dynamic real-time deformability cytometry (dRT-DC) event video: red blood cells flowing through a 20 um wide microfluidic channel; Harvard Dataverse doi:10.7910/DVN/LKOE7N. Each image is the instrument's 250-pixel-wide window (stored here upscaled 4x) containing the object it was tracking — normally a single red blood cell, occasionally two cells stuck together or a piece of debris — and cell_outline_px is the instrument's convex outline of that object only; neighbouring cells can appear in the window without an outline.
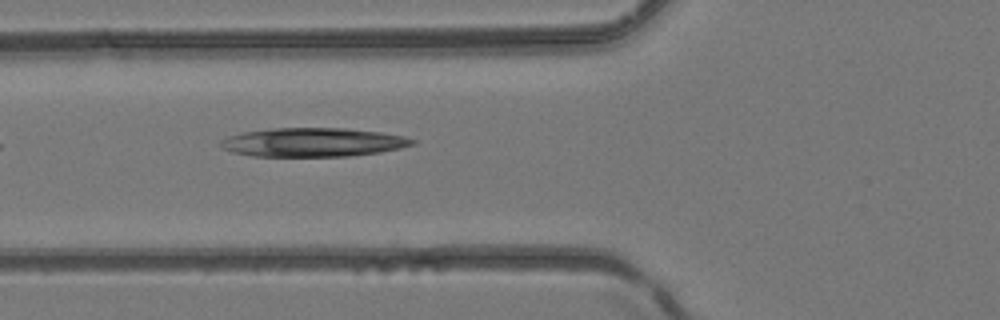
{"species": "common noctule bat (a hibernating species)", "species_latin": "Nyctalus noctula", "temperature_condition": "room temperature", "stored_images_in_passage": 6, "camera_frame_rate_fps": 3000, "um_per_image_px": 0.085, "animal": {"sex": "female", "body_mass_g": 24.6, "forearm_length_mm": 56.2}, "frame": {"image": 1, "passage_image": 6, "time_ms": 1.667, "image_size_px": [1000, 320], "cell_outline_px": [[416, 144], [400, 148], [380, 152], [348, 156], [252, 156], [232, 152], [224, 148], [220, 144], [220, 140], [228, 136], [244, 132], [272, 128], [348, 128], [380, 132], [404, 136], [416, 140]], "centroid_in_image_um": [26.62, 12.09], "position_along_channel_um": 99.2, "area_um2": 32.19}}